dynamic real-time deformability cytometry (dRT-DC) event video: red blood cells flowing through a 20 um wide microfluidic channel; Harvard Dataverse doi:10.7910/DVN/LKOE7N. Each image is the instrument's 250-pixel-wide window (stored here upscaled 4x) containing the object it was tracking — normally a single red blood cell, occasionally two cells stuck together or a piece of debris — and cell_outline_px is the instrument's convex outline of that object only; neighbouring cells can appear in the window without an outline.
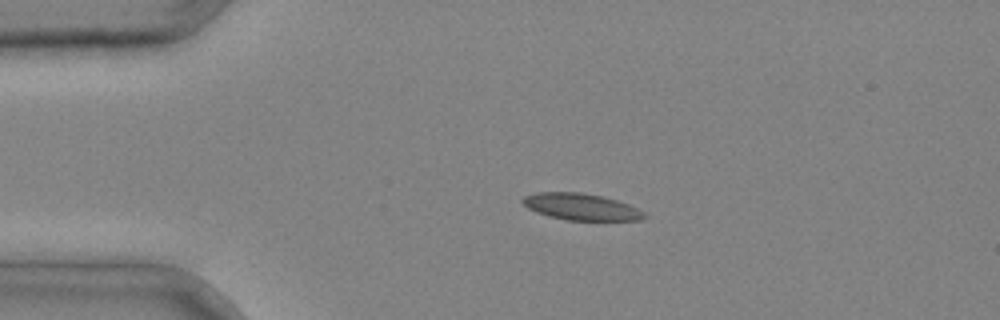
{"species": "common noctule bat (a hibernating species)", "species_latin": "Nyctalus noctula", "temperature_condition": "cold", "stored_images_in_passage": 3, "camera_frame_rate_fps": 3000, "um_per_image_px": 0.085, "animal": {"sex": "male", "body_mass_g": 20.4}, "frame": {"image": 1, "passage_image": 1, "time_ms": 0.0, "image_size_px": [1000, 320], "cell_outline_px": [[648, 216], [640, 220], [568, 220], [548, 216], [536, 212], [528, 208], [520, 200], [524, 196], [536, 192], [580, 192], [604, 196], [628, 204], [644, 212]], "centroid_in_image_um": [49.38, 17.57], "position_along_channel_um": 35.6, "area_um2": 18.9}}
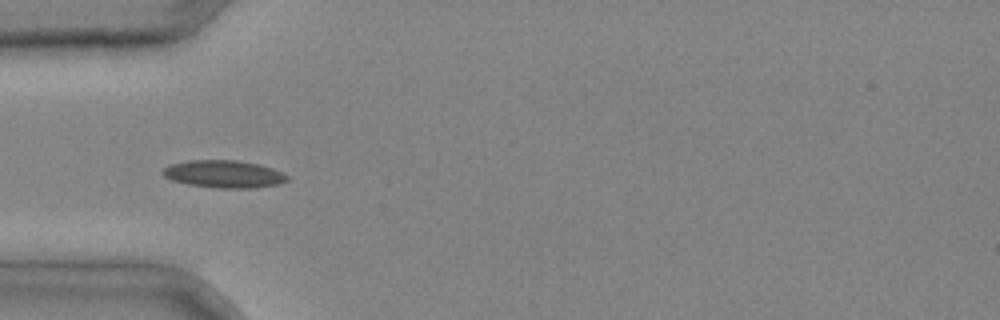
{"frame": {"image": 2, "passage_image": 2, "time_ms": 0.333, "image_size_px": [1000, 320], "cell_outline_px": [[288, 180], [280, 184], [252, 188], [216, 188], [188, 184], [172, 180], [164, 176], [160, 172], [164, 168], [172, 164], [188, 160], [236, 160], [260, 164], [284, 172], [288, 176]], "centroid_in_image_um": [19.06, 14.79], "position_along_channel_um": 65.9, "area_um2": 20.06}}